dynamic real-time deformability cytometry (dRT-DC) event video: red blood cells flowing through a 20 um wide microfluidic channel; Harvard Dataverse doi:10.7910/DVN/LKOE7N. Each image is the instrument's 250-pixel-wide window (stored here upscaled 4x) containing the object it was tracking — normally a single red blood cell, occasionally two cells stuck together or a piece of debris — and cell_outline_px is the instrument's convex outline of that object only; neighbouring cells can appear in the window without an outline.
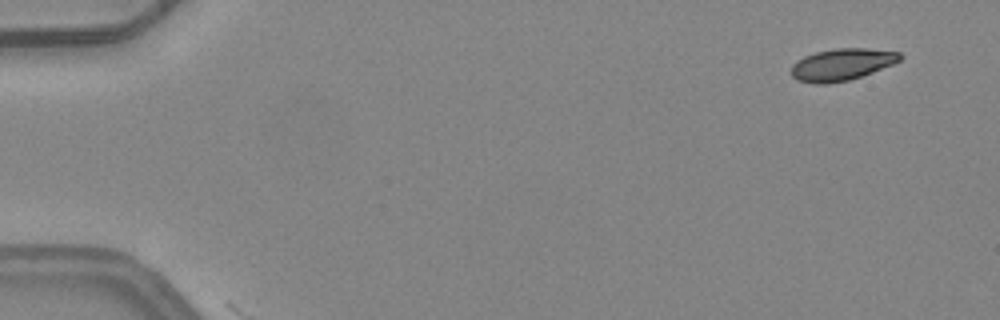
{"species": "common noctule bat (a hibernating species)", "species_latin": "Nyctalus noctula", "temperature_condition": "warm", "stored_images_in_passage": 3, "camera_frame_rate_fps": 3000, "um_per_image_px": 0.085, "animal": {"sex": "female", "body_mass_g": 24.6, "forearm_length_mm": 56.2}, "frame": {"image": 1, "passage_image": 1, "time_ms": 0.0, "image_size_px": [1000, 320], "cell_outline_px": [[904, 56], [900, 60], [892, 64], [872, 72], [848, 80], [828, 84], [812, 84], [796, 80], [792, 76], [792, 64], [796, 60], [804, 56], [816, 52], [836, 48], [868, 48], [900, 52]], "centroid_in_image_um": [71.53, 5.48], "position_along_channel_um": 13.5, "area_um2": 20.29}}